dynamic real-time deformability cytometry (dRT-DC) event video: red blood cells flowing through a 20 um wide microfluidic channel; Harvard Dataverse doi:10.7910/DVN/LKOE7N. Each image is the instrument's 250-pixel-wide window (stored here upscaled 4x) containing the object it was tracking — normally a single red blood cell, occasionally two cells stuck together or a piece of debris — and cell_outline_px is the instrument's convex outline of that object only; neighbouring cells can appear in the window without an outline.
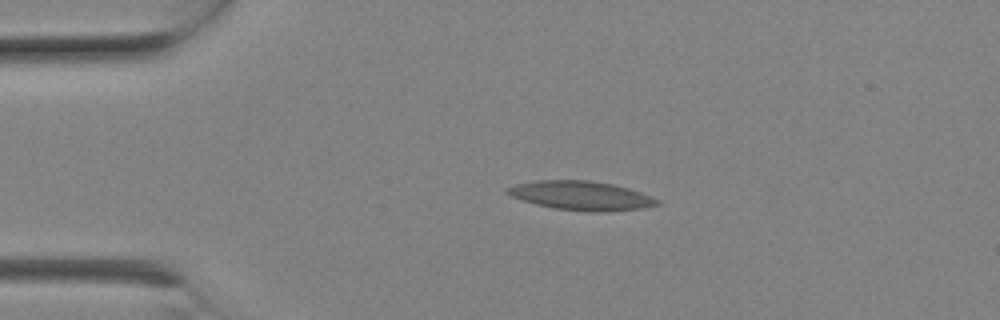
{"species": "Egyptian fruit bat (a non-hibernating species)", "species_latin": "Rousettus aegyptiacus", "temperature_condition": "room temperature", "stored_images_in_passage": 7, "camera_frame_rate_fps": 3000, "um_per_image_px": 0.085, "animal": {"sex": "female"}, "frame": {"image": 1, "passage_image": 3, "time_ms": 0.667, "image_size_px": [1000, 320], "cell_outline_px": [[660, 204], [640, 208], [600, 212], [596, 212], [552, 208], [536, 204], [512, 196], [504, 192], [504, 188], [516, 184], [536, 180], [588, 180], [612, 184], [628, 188], [652, 196], [660, 200]], "centroid_in_image_um": [49.37, 16.62], "position_along_channel_um": 35.6, "area_um2": 25.2}}
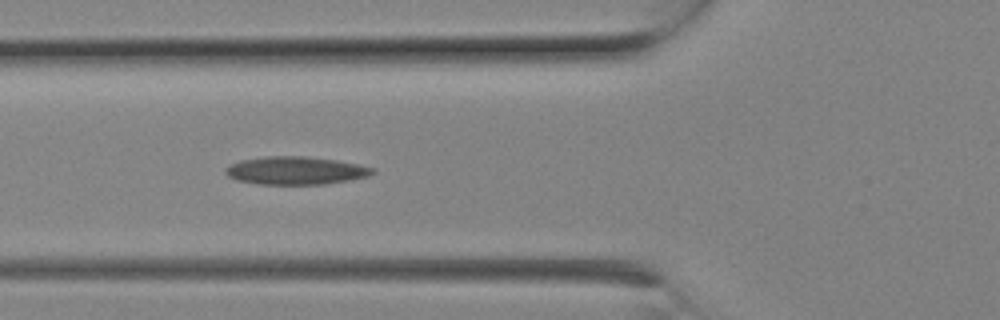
{"frame": {"image": 2, "passage_image": 6, "time_ms": 1.667, "image_size_px": [1000, 320], "cell_outline_px": [[376, 172], [368, 176], [348, 180], [324, 184], [256, 184], [236, 180], [228, 176], [224, 172], [224, 168], [228, 164], [240, 160], [264, 156], [308, 156], [336, 160], [376, 168]], "centroid_in_image_um": [25.08, 14.49], "position_along_channel_um": 100.7, "area_um2": 24.16}}
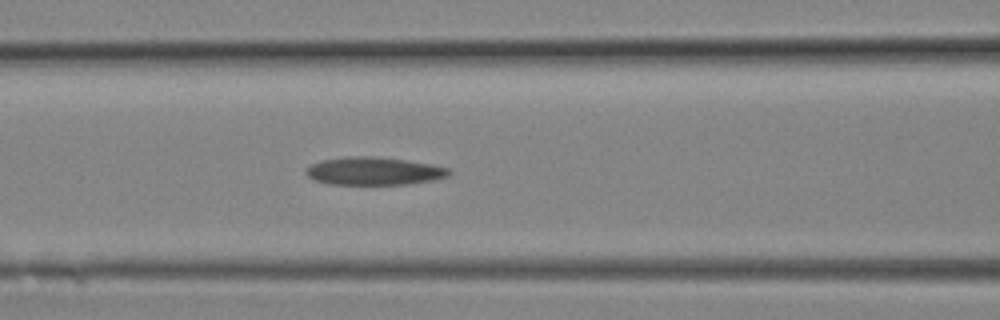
{"frame": {"image": 3, "passage_image": 7, "time_ms": 2.0, "image_size_px": [1000, 320], "cell_outline_px": [[452, 172], [448, 176], [432, 180], [408, 184], [328, 184], [312, 180], [304, 172], [312, 164], [320, 160], [348, 156], [376, 156], [432, 164], [448, 168]], "centroid_in_image_um": [31.76, 14.54], "position_along_channel_um": 134.8, "area_um2": 23.29}}